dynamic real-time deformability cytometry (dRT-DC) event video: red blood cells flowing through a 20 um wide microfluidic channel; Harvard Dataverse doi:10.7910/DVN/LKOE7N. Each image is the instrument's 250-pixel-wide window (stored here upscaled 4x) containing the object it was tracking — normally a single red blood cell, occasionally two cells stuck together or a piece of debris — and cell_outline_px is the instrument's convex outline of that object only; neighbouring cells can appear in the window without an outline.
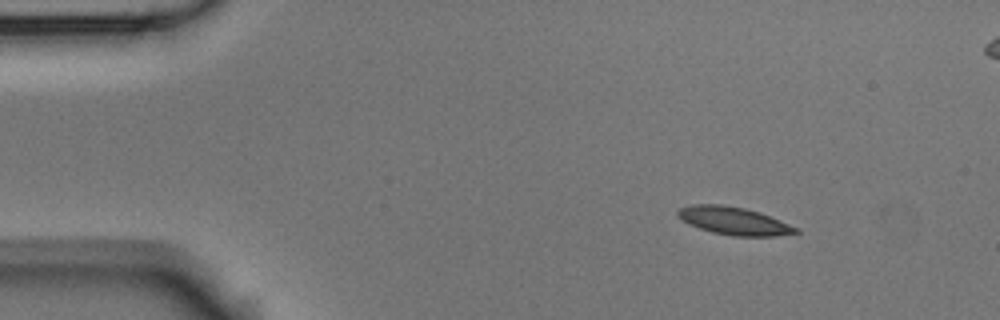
{"species": "Egyptian fruit bat (a non-hibernating species)", "species_latin": "Rousettus aegyptiacus", "temperature_condition": "room temperature", "stored_images_in_passage": 5, "camera_frame_rate_fps": 3000, "um_per_image_px": 0.085, "animal": {"sex": "male"}, "frame": {"image": 1, "passage_image": 1, "time_ms": 0.0, "image_size_px": [1000, 320], "cell_outline_px": [[800, 232], [776, 236], [732, 236], [712, 232], [688, 224], [676, 216], [676, 212], [680, 208], [692, 204], [720, 204], [744, 208], [760, 212], [800, 228]], "centroid_in_image_um": [62.38, 18.77], "position_along_channel_um": 22.6, "area_um2": 19.25}}
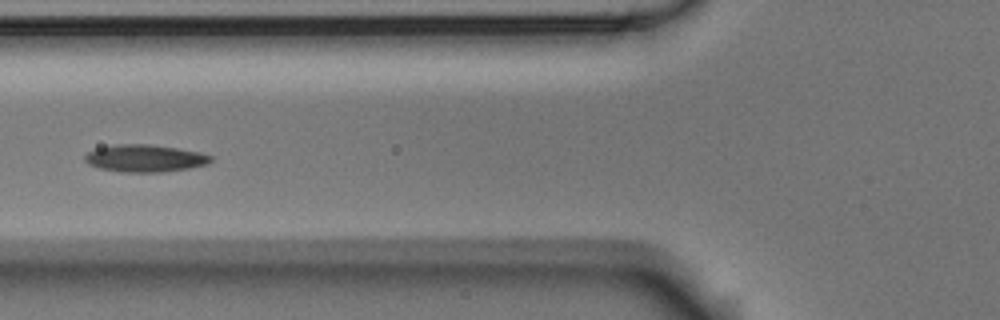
{"frame": {"image": 2, "passage_image": 5, "time_ms": 4.667, "image_size_px": [1000, 320], "cell_outline_px": [[212, 160], [208, 164], [188, 168], [160, 172], [120, 172], [100, 168], [88, 164], [84, 160], [84, 156], [88, 152], [96, 148], [116, 144], [148, 144], [176, 148], [200, 152], [212, 156]], "centroid_in_image_um": [12.3, 13.45], "position_along_channel_um": 113.5, "area_um2": 20.0}}